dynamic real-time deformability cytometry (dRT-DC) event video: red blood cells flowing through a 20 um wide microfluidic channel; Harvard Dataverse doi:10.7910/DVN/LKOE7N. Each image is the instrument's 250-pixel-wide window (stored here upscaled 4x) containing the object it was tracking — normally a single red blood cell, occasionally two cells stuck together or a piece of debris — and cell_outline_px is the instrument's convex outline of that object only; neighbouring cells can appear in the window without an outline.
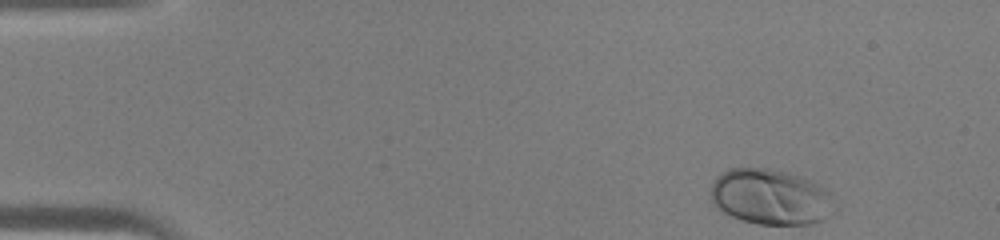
{"species": "human", "species_latin": "Homo sapiens", "temperature_condition": "warm", "stored_images_in_passage": 41, "camera_frame_rate_fps": 3000, "um_per_image_px": 0.085, "donor": {"sex": "male"}, "frame": {"image": 1, "passage_image": 1, "time_ms": 0.0, "image_size_px": [1000, 240], "cell_outline_px": [[840, 208], [836, 212], [824, 220], [812, 224], [756, 224], [732, 216], [716, 208], [712, 200], [712, 184], [716, 176], [728, 168], [768, 168], [788, 172], [800, 176], [832, 192]], "centroid_in_image_um": [65.59, 16.75], "position_along_channel_um": 19.4, "area_um2": 40.81}}
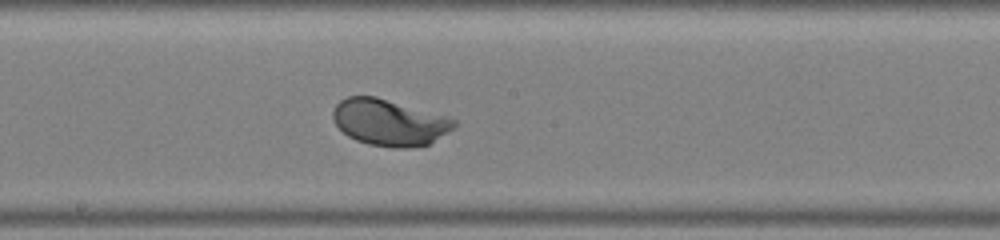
{"frame": {"image": 2, "passage_image": 21, "time_ms": 6.667, "image_size_px": [1000, 240], "cell_outline_px": [[456, 124], [452, 128], [428, 144], [408, 148], [392, 148], [368, 144], [356, 140], [348, 136], [336, 124], [332, 116], [332, 112], [336, 104], [340, 100], [348, 96], [376, 96], [448, 116], [456, 120]], "centroid_in_image_um": [33.07, 10.39], "position_along_channel_um": 215.1, "area_um2": 32.66}}
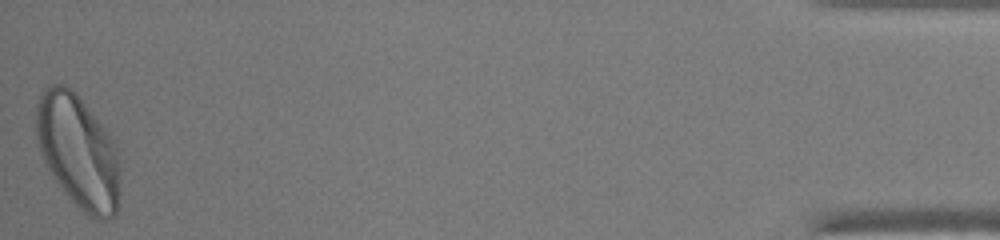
{"frame": {"image": 3, "passage_image": 41, "time_ms": 13.333, "image_size_px": [1000, 240], "cell_outline_px": [[120, 184], [116, 216], [104, 220], [96, 220], [84, 212], [64, 192], [48, 168], [44, 160], [36, 140], [36, 104], [40, 92], [44, 88], [52, 84], [64, 84], [72, 88], [76, 92], [112, 136], [120, 152]], "centroid_in_image_um": [6.68, 12.85], "position_along_channel_um": 428.5, "area_um2": 56.3}}